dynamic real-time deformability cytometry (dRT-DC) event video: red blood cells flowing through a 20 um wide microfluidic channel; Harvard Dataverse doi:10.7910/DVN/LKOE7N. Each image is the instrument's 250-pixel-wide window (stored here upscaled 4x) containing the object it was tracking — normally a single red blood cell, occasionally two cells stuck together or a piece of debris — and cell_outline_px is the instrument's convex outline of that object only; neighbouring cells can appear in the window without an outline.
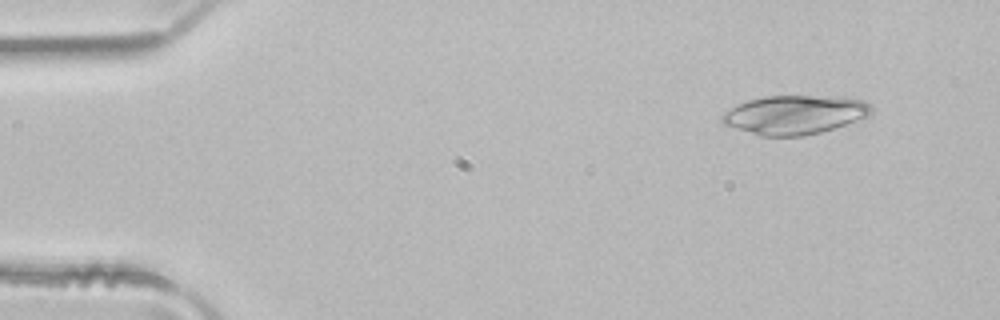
{"species": "common noctule bat (a hibernating species)", "species_latin": "Nyctalus noctula", "temperature_condition": "room temperature", "stored_images_in_passage": 3, "camera_frame_rate_fps": 3000, "um_per_image_px": 0.085, "animal": {"sex": "male", "body_mass_g": 21.5, "forearm_length_mm": 52.0}, "frame": {"image": 1, "passage_image": 1, "time_ms": 0.0, "image_size_px": [1000, 320], "cell_outline_px": [[872, 112], [868, 116], [820, 132], [804, 136], [760, 136], [724, 124], [720, 120], [720, 116], [724, 112], [736, 104], [748, 100], [764, 96], [812, 96], [864, 100], [872, 108]], "centroid_in_image_um": [67.47, 9.76], "position_along_channel_um": 17.5, "area_um2": 33.41}}
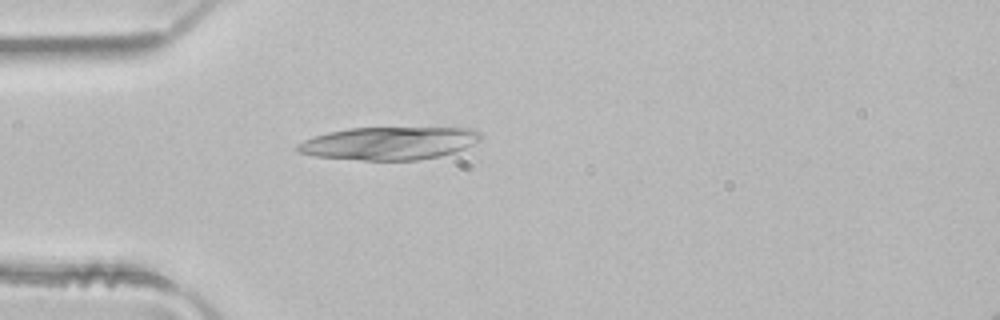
{"frame": {"image": 2, "passage_image": 3, "time_ms": 0.667, "image_size_px": [1000, 320], "cell_outline_px": [[484, 136], [480, 140], [464, 148], [440, 156], [420, 160], [364, 160], [316, 156], [300, 152], [296, 148], [296, 144], [312, 136], [328, 132], [348, 128], [476, 128]], "centroid_in_image_um": [33.09, 12.17], "position_along_channel_um": 51.9, "area_um2": 35.03}}